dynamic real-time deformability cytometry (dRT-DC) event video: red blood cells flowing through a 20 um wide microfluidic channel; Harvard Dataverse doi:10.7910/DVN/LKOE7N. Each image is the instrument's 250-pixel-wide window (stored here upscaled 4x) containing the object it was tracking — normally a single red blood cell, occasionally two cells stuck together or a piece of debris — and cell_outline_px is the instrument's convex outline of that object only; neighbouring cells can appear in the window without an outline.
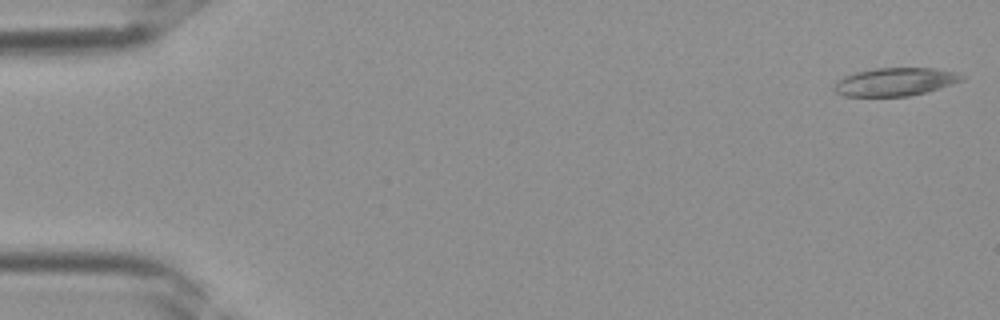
{"species": "Egyptian fruit bat (a non-hibernating species)", "species_latin": "Rousettus aegyptiacus", "temperature_condition": "room temperature", "stored_images_in_passage": 38, "camera_frame_rate_fps": 3000, "um_per_image_px": 0.085, "frame": {"image": 1, "passage_image": 1, "time_ms": 0.0, "image_size_px": [1000, 320], "cell_outline_px": [[968, 76], [964, 80], [952, 84], [924, 92], [908, 96], [844, 96], [836, 92], [832, 88], [836, 80], [844, 76], [856, 72], [876, 68], [936, 68], [956, 72]], "centroid_in_image_um": [76.09, 6.94], "position_along_channel_um": 8.9, "area_um2": 20.98}}
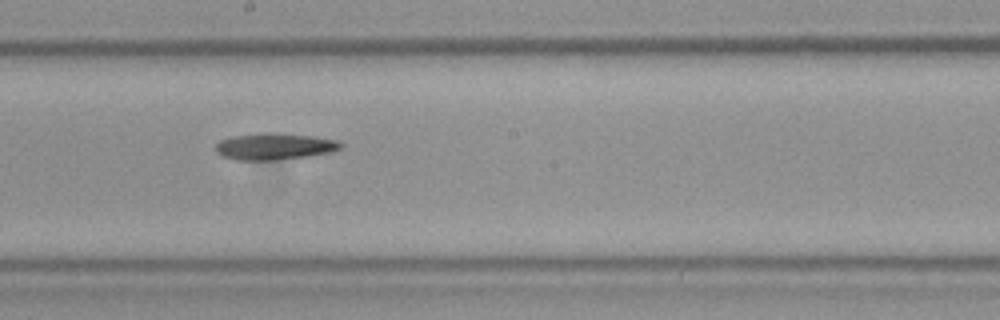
{"frame": {"image": 2, "passage_image": 21, "time_ms": 6.667, "image_size_px": [1000, 320], "cell_outline_px": [[344, 148], [332, 152], [308, 156], [276, 160], [236, 160], [220, 156], [216, 152], [216, 144], [220, 140], [232, 136], [256, 132], [280, 132], [312, 136], [336, 140], [344, 144]], "centroid_in_image_um": [23.33, 12.43], "position_along_channel_um": 224.9, "area_um2": 19.88}}
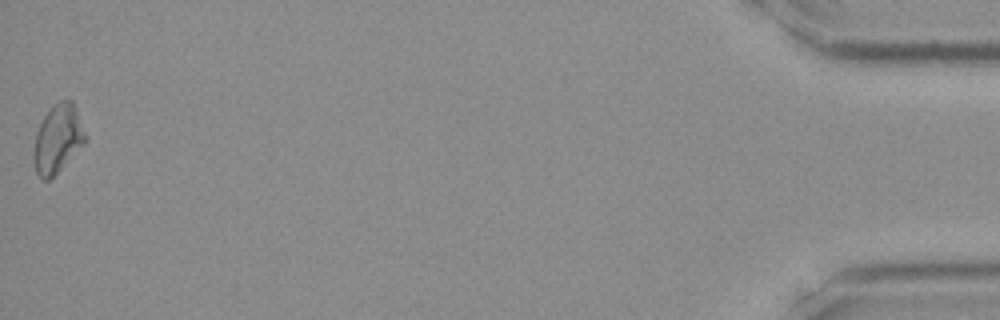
{"frame": {"image": 3, "passage_image": 38, "time_ms": 12.333, "image_size_px": [1000, 320], "cell_outline_px": [[84, 144], [48, 180], [44, 180], [36, 172], [36, 132], [44, 116], [52, 104], [60, 100], [72, 100], [76, 108], [84, 132]], "centroid_in_image_um": [4.92, 11.73], "position_along_channel_um": 430.3, "area_um2": 19.48}}